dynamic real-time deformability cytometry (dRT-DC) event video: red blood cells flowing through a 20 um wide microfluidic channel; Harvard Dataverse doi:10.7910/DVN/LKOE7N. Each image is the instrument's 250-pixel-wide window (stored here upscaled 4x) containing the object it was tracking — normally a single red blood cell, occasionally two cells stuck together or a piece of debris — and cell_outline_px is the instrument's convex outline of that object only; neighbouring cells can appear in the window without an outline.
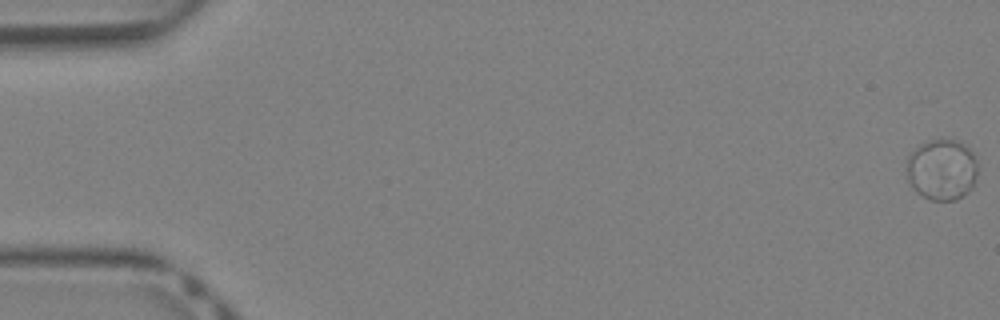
{"species": "Egyptian fruit bat (a non-hibernating species)", "species_latin": "Rousettus aegyptiacus", "temperature_condition": "warm", "stored_images_in_passage": 42, "camera_frame_rate_fps": 3000, "um_per_image_px": 0.085, "animal": {"sex": "female"}, "frame": {"image": 1, "passage_image": 1, "time_ms": 0.0, "image_size_px": [1000, 320], "cell_outline_px": [[976, 176], [968, 192], [964, 196], [956, 200], [932, 200], [916, 192], [912, 188], [908, 180], [908, 152], [920, 144], [928, 140], [956, 140], [968, 148], [972, 152], [976, 160]], "centroid_in_image_um": [80.03, 14.42], "position_along_channel_um": 5.0, "area_um2": 25.14}}
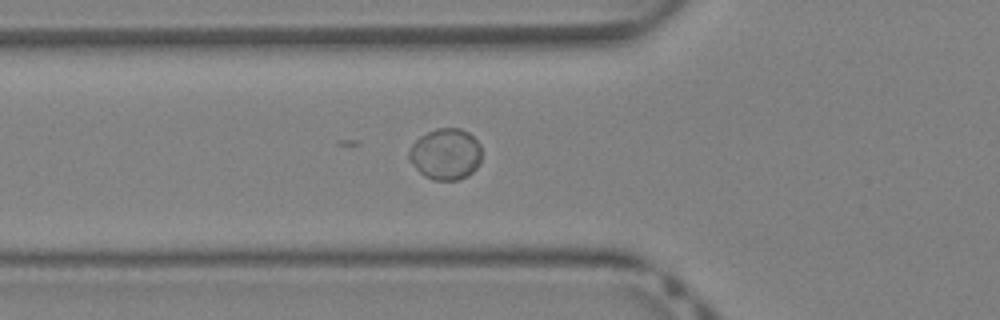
{"frame": {"image": 2, "passage_image": 16, "time_ms": 5.0, "image_size_px": [1000, 320], "cell_outline_px": [[480, 164], [472, 172], [460, 180], [432, 180], [424, 176], [408, 160], [408, 152], [412, 144], [420, 136], [436, 128], [460, 128], [468, 132], [480, 144]], "centroid_in_image_um": [37.86, 13.1], "position_along_channel_um": 87.9, "area_um2": 21.79}}
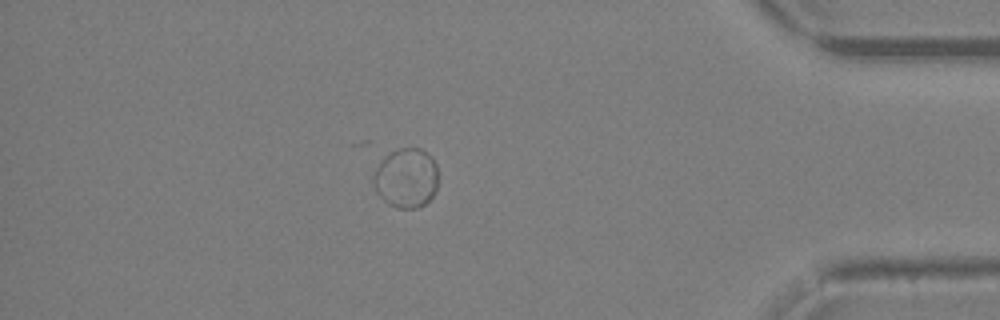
{"frame": {"image": 3, "passage_image": 37, "time_ms": 12.0, "image_size_px": [1000, 320], "cell_outline_px": [[436, 188], [432, 196], [424, 204], [416, 208], [396, 208], [388, 204], [376, 192], [372, 184], [372, 176], [376, 168], [384, 156], [400, 148], [420, 148], [432, 156], [436, 164]], "centroid_in_image_um": [34.49, 15.13], "position_along_channel_um": 400.7, "area_um2": 22.48}}